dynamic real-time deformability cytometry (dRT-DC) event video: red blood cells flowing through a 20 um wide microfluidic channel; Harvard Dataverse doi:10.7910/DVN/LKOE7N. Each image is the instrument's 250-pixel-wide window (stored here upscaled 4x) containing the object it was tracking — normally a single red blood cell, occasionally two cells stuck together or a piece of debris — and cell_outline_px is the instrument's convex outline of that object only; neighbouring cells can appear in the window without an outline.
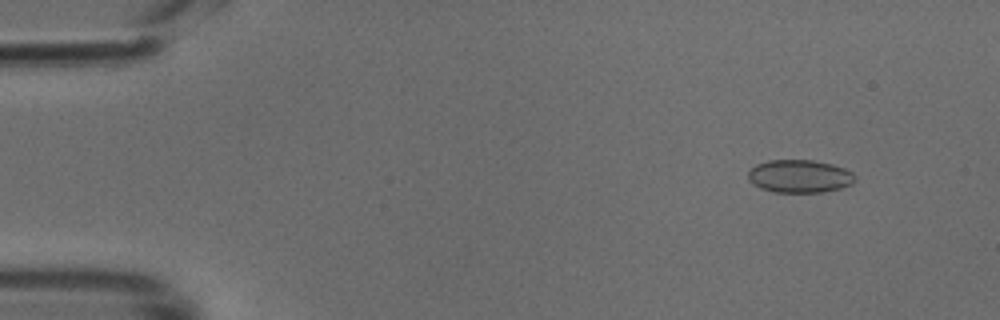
{"species": "common noctule bat (a hibernating species)", "species_latin": "Nyctalus noctula", "temperature_condition": "cold", "stored_images_in_passage": 6, "camera_frame_rate_fps": 3000, "um_per_image_px": 0.085, "animal": {"sex": "male", "body_mass_g": 18.8}, "frame": {"image": 1, "passage_image": 2, "time_ms": 0.333, "image_size_px": [1000, 320], "cell_outline_px": [[856, 180], [852, 184], [840, 188], [824, 192], [776, 192], [760, 188], [752, 184], [748, 180], [748, 172], [756, 164], [768, 160], [812, 160], [832, 164], [844, 168], [852, 172], [856, 176]], "centroid_in_image_um": [67.97, 14.98], "position_along_channel_um": 17.0, "area_um2": 20.63}}